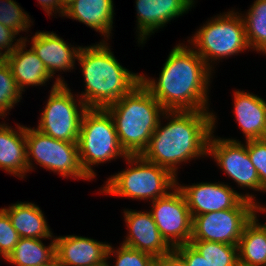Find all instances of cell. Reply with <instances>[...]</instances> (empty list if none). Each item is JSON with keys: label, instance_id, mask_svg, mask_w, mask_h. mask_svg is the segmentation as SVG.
<instances>
[{"label": "cell", "instance_id": "7c38bea8", "mask_svg": "<svg viewBox=\"0 0 266 266\" xmlns=\"http://www.w3.org/2000/svg\"><path fill=\"white\" fill-rule=\"evenodd\" d=\"M150 203L149 211L166 242L173 249L189 243L192 217L182 191L176 186L166 196Z\"/></svg>", "mask_w": 266, "mask_h": 266}, {"label": "cell", "instance_id": "e575fe53", "mask_svg": "<svg viewBox=\"0 0 266 266\" xmlns=\"http://www.w3.org/2000/svg\"><path fill=\"white\" fill-rule=\"evenodd\" d=\"M157 261L162 266H187L184 258L175 249L161 256Z\"/></svg>", "mask_w": 266, "mask_h": 266}, {"label": "cell", "instance_id": "ab89813d", "mask_svg": "<svg viewBox=\"0 0 266 266\" xmlns=\"http://www.w3.org/2000/svg\"><path fill=\"white\" fill-rule=\"evenodd\" d=\"M0 261H1V259H3L4 260V262H6V258L4 257V255L0 252Z\"/></svg>", "mask_w": 266, "mask_h": 266}, {"label": "cell", "instance_id": "83f0119b", "mask_svg": "<svg viewBox=\"0 0 266 266\" xmlns=\"http://www.w3.org/2000/svg\"><path fill=\"white\" fill-rule=\"evenodd\" d=\"M0 23L21 35L22 39L24 36L20 33L26 32L25 35H28L34 25L33 18L31 19L29 13L16 0H0Z\"/></svg>", "mask_w": 266, "mask_h": 266}, {"label": "cell", "instance_id": "60d3db41", "mask_svg": "<svg viewBox=\"0 0 266 266\" xmlns=\"http://www.w3.org/2000/svg\"><path fill=\"white\" fill-rule=\"evenodd\" d=\"M152 266H162V265L156 260Z\"/></svg>", "mask_w": 266, "mask_h": 266}, {"label": "cell", "instance_id": "ffe728a7", "mask_svg": "<svg viewBox=\"0 0 266 266\" xmlns=\"http://www.w3.org/2000/svg\"><path fill=\"white\" fill-rule=\"evenodd\" d=\"M114 6L113 0H74L65 8L62 18L83 23L102 36L100 41H109L114 31Z\"/></svg>", "mask_w": 266, "mask_h": 266}, {"label": "cell", "instance_id": "8fae6325", "mask_svg": "<svg viewBox=\"0 0 266 266\" xmlns=\"http://www.w3.org/2000/svg\"><path fill=\"white\" fill-rule=\"evenodd\" d=\"M259 211L257 204L244 198L234 208L194 216L190 241L238 245L245 225Z\"/></svg>", "mask_w": 266, "mask_h": 266}, {"label": "cell", "instance_id": "44dd1931", "mask_svg": "<svg viewBox=\"0 0 266 266\" xmlns=\"http://www.w3.org/2000/svg\"><path fill=\"white\" fill-rule=\"evenodd\" d=\"M29 47V49H27ZM19 90L24 93L28 87L47 86L53 81L44 63L23 40L17 48L5 57Z\"/></svg>", "mask_w": 266, "mask_h": 266}, {"label": "cell", "instance_id": "d590c367", "mask_svg": "<svg viewBox=\"0 0 266 266\" xmlns=\"http://www.w3.org/2000/svg\"><path fill=\"white\" fill-rule=\"evenodd\" d=\"M91 266H112V264H110V261H108V258L106 257L102 262Z\"/></svg>", "mask_w": 266, "mask_h": 266}, {"label": "cell", "instance_id": "1f68e13d", "mask_svg": "<svg viewBox=\"0 0 266 266\" xmlns=\"http://www.w3.org/2000/svg\"><path fill=\"white\" fill-rule=\"evenodd\" d=\"M22 41L15 31L0 23V53L4 57L13 52Z\"/></svg>", "mask_w": 266, "mask_h": 266}, {"label": "cell", "instance_id": "484cf974", "mask_svg": "<svg viewBox=\"0 0 266 266\" xmlns=\"http://www.w3.org/2000/svg\"><path fill=\"white\" fill-rule=\"evenodd\" d=\"M189 243L213 266H238L237 245L210 241H190Z\"/></svg>", "mask_w": 266, "mask_h": 266}, {"label": "cell", "instance_id": "cb8c5ba5", "mask_svg": "<svg viewBox=\"0 0 266 266\" xmlns=\"http://www.w3.org/2000/svg\"><path fill=\"white\" fill-rule=\"evenodd\" d=\"M43 240H50L49 245ZM55 257V239L19 238L6 262L14 266H41Z\"/></svg>", "mask_w": 266, "mask_h": 266}, {"label": "cell", "instance_id": "836d02e7", "mask_svg": "<svg viewBox=\"0 0 266 266\" xmlns=\"http://www.w3.org/2000/svg\"><path fill=\"white\" fill-rule=\"evenodd\" d=\"M38 4L42 7V10L45 11L46 15L54 18L56 16L62 17L64 14L65 8L60 4L59 0H36ZM58 14V15H57Z\"/></svg>", "mask_w": 266, "mask_h": 266}, {"label": "cell", "instance_id": "f546056e", "mask_svg": "<svg viewBox=\"0 0 266 266\" xmlns=\"http://www.w3.org/2000/svg\"><path fill=\"white\" fill-rule=\"evenodd\" d=\"M252 164L255 166L261 186L266 190V139L244 141Z\"/></svg>", "mask_w": 266, "mask_h": 266}, {"label": "cell", "instance_id": "5bb4252c", "mask_svg": "<svg viewBox=\"0 0 266 266\" xmlns=\"http://www.w3.org/2000/svg\"><path fill=\"white\" fill-rule=\"evenodd\" d=\"M197 0H135L138 47L171 21L184 16L196 7Z\"/></svg>", "mask_w": 266, "mask_h": 266}, {"label": "cell", "instance_id": "52a82bcc", "mask_svg": "<svg viewBox=\"0 0 266 266\" xmlns=\"http://www.w3.org/2000/svg\"><path fill=\"white\" fill-rule=\"evenodd\" d=\"M77 144L82 169L92 180L97 177L95 166L128 156L119 144L113 119L105 108L85 111Z\"/></svg>", "mask_w": 266, "mask_h": 266}, {"label": "cell", "instance_id": "f35d334b", "mask_svg": "<svg viewBox=\"0 0 266 266\" xmlns=\"http://www.w3.org/2000/svg\"><path fill=\"white\" fill-rule=\"evenodd\" d=\"M5 60V57L0 53V63H2Z\"/></svg>", "mask_w": 266, "mask_h": 266}, {"label": "cell", "instance_id": "5b68a950", "mask_svg": "<svg viewBox=\"0 0 266 266\" xmlns=\"http://www.w3.org/2000/svg\"><path fill=\"white\" fill-rule=\"evenodd\" d=\"M127 168L109 176L99 188L100 195L153 202L177 186V177L169 170L145 160L141 155H128Z\"/></svg>", "mask_w": 266, "mask_h": 266}, {"label": "cell", "instance_id": "7402d4cb", "mask_svg": "<svg viewBox=\"0 0 266 266\" xmlns=\"http://www.w3.org/2000/svg\"><path fill=\"white\" fill-rule=\"evenodd\" d=\"M9 216L20 238L55 239L41 208L27 201H17L1 207Z\"/></svg>", "mask_w": 266, "mask_h": 266}, {"label": "cell", "instance_id": "d6a6232c", "mask_svg": "<svg viewBox=\"0 0 266 266\" xmlns=\"http://www.w3.org/2000/svg\"><path fill=\"white\" fill-rule=\"evenodd\" d=\"M174 249L184 258L187 266H213L190 243Z\"/></svg>", "mask_w": 266, "mask_h": 266}, {"label": "cell", "instance_id": "8d00e7d4", "mask_svg": "<svg viewBox=\"0 0 266 266\" xmlns=\"http://www.w3.org/2000/svg\"><path fill=\"white\" fill-rule=\"evenodd\" d=\"M41 266H60L57 258L55 257L52 261H50L47 264L41 265Z\"/></svg>", "mask_w": 266, "mask_h": 266}, {"label": "cell", "instance_id": "d6986e66", "mask_svg": "<svg viewBox=\"0 0 266 266\" xmlns=\"http://www.w3.org/2000/svg\"><path fill=\"white\" fill-rule=\"evenodd\" d=\"M0 122V170L21 180L28 176L26 125Z\"/></svg>", "mask_w": 266, "mask_h": 266}, {"label": "cell", "instance_id": "6da1fadb", "mask_svg": "<svg viewBox=\"0 0 266 266\" xmlns=\"http://www.w3.org/2000/svg\"><path fill=\"white\" fill-rule=\"evenodd\" d=\"M159 77L141 73V84L166 111H211L213 73L185 41L169 52Z\"/></svg>", "mask_w": 266, "mask_h": 266}, {"label": "cell", "instance_id": "e0dca14e", "mask_svg": "<svg viewBox=\"0 0 266 266\" xmlns=\"http://www.w3.org/2000/svg\"><path fill=\"white\" fill-rule=\"evenodd\" d=\"M109 244L76 234L56 235V258L60 266H91L107 257Z\"/></svg>", "mask_w": 266, "mask_h": 266}, {"label": "cell", "instance_id": "4fadbf2b", "mask_svg": "<svg viewBox=\"0 0 266 266\" xmlns=\"http://www.w3.org/2000/svg\"><path fill=\"white\" fill-rule=\"evenodd\" d=\"M29 36L31 37V35L25 36L23 40L44 63L50 76L59 85H67L62 72H73L76 69V61L82 45L69 44L54 31L39 30L31 38H28Z\"/></svg>", "mask_w": 266, "mask_h": 266}, {"label": "cell", "instance_id": "9a60e30c", "mask_svg": "<svg viewBox=\"0 0 266 266\" xmlns=\"http://www.w3.org/2000/svg\"><path fill=\"white\" fill-rule=\"evenodd\" d=\"M177 187L186 198L191 217L236 207L243 199V193L227 182H197L181 184Z\"/></svg>", "mask_w": 266, "mask_h": 266}, {"label": "cell", "instance_id": "d4e9b609", "mask_svg": "<svg viewBox=\"0 0 266 266\" xmlns=\"http://www.w3.org/2000/svg\"><path fill=\"white\" fill-rule=\"evenodd\" d=\"M248 8L244 13L239 12L245 23L249 48L266 56V0H254Z\"/></svg>", "mask_w": 266, "mask_h": 266}, {"label": "cell", "instance_id": "ac0fdd59", "mask_svg": "<svg viewBox=\"0 0 266 266\" xmlns=\"http://www.w3.org/2000/svg\"><path fill=\"white\" fill-rule=\"evenodd\" d=\"M233 115L244 141L266 139V99L252 92L233 90Z\"/></svg>", "mask_w": 266, "mask_h": 266}, {"label": "cell", "instance_id": "603a6c76", "mask_svg": "<svg viewBox=\"0 0 266 266\" xmlns=\"http://www.w3.org/2000/svg\"><path fill=\"white\" fill-rule=\"evenodd\" d=\"M258 213L245 225L237 245L242 265L266 266V220L261 223Z\"/></svg>", "mask_w": 266, "mask_h": 266}, {"label": "cell", "instance_id": "277c9868", "mask_svg": "<svg viewBox=\"0 0 266 266\" xmlns=\"http://www.w3.org/2000/svg\"><path fill=\"white\" fill-rule=\"evenodd\" d=\"M105 109L113 119L119 144L127 155L142 154L166 111L141 83Z\"/></svg>", "mask_w": 266, "mask_h": 266}, {"label": "cell", "instance_id": "4dcf8cb0", "mask_svg": "<svg viewBox=\"0 0 266 266\" xmlns=\"http://www.w3.org/2000/svg\"><path fill=\"white\" fill-rule=\"evenodd\" d=\"M19 238L8 214L0 208V252L5 258L13 251Z\"/></svg>", "mask_w": 266, "mask_h": 266}, {"label": "cell", "instance_id": "8992f818", "mask_svg": "<svg viewBox=\"0 0 266 266\" xmlns=\"http://www.w3.org/2000/svg\"><path fill=\"white\" fill-rule=\"evenodd\" d=\"M186 42L214 72L224 58L251 51L243 17L233 7L208 18Z\"/></svg>", "mask_w": 266, "mask_h": 266}, {"label": "cell", "instance_id": "3957f363", "mask_svg": "<svg viewBox=\"0 0 266 266\" xmlns=\"http://www.w3.org/2000/svg\"><path fill=\"white\" fill-rule=\"evenodd\" d=\"M110 45L108 41H99L82 45L79 51L77 65L85 87L76 94L88 108H105L141 82V73H134L118 62Z\"/></svg>", "mask_w": 266, "mask_h": 266}, {"label": "cell", "instance_id": "2e32d148", "mask_svg": "<svg viewBox=\"0 0 266 266\" xmlns=\"http://www.w3.org/2000/svg\"><path fill=\"white\" fill-rule=\"evenodd\" d=\"M122 210L127 232L121 244L148 253L156 259L173 249L162 237L148 209L139 211L126 208Z\"/></svg>", "mask_w": 266, "mask_h": 266}, {"label": "cell", "instance_id": "74e56055", "mask_svg": "<svg viewBox=\"0 0 266 266\" xmlns=\"http://www.w3.org/2000/svg\"><path fill=\"white\" fill-rule=\"evenodd\" d=\"M74 0H59L60 4L66 8Z\"/></svg>", "mask_w": 266, "mask_h": 266}, {"label": "cell", "instance_id": "f1b7e54d", "mask_svg": "<svg viewBox=\"0 0 266 266\" xmlns=\"http://www.w3.org/2000/svg\"><path fill=\"white\" fill-rule=\"evenodd\" d=\"M112 245L110 243L107 250L108 260L111 261L113 259L115 262H113L112 266H152L157 260L148 253L130 248L121 243L118 247Z\"/></svg>", "mask_w": 266, "mask_h": 266}, {"label": "cell", "instance_id": "7a4b0ae2", "mask_svg": "<svg viewBox=\"0 0 266 266\" xmlns=\"http://www.w3.org/2000/svg\"><path fill=\"white\" fill-rule=\"evenodd\" d=\"M213 131V109L165 111L141 156L178 178L182 164L207 157L208 141Z\"/></svg>", "mask_w": 266, "mask_h": 266}, {"label": "cell", "instance_id": "ba28073f", "mask_svg": "<svg viewBox=\"0 0 266 266\" xmlns=\"http://www.w3.org/2000/svg\"><path fill=\"white\" fill-rule=\"evenodd\" d=\"M216 115L214 112V131L208 141L207 157L212 158L218 169H221L229 179L233 180V183L237 184V188L239 187L238 189L241 188L244 191L246 189L245 193L242 192L243 197L257 204L261 214H266V204L258 201L260 199H257V195L254 193L263 192L265 194L266 190L260 184L258 172L251 162L246 144L236 138L216 136L214 133L219 120ZM248 189L250 192H254L250 193Z\"/></svg>", "mask_w": 266, "mask_h": 266}, {"label": "cell", "instance_id": "4316f807", "mask_svg": "<svg viewBox=\"0 0 266 266\" xmlns=\"http://www.w3.org/2000/svg\"><path fill=\"white\" fill-rule=\"evenodd\" d=\"M22 94L10 66L4 60L0 63V119L5 120L11 109L21 102Z\"/></svg>", "mask_w": 266, "mask_h": 266}, {"label": "cell", "instance_id": "9c48e42d", "mask_svg": "<svg viewBox=\"0 0 266 266\" xmlns=\"http://www.w3.org/2000/svg\"><path fill=\"white\" fill-rule=\"evenodd\" d=\"M26 143L29 174L36 164L67 180L92 181L80 164L77 143L57 140L30 126H26Z\"/></svg>", "mask_w": 266, "mask_h": 266}, {"label": "cell", "instance_id": "30bf717a", "mask_svg": "<svg viewBox=\"0 0 266 266\" xmlns=\"http://www.w3.org/2000/svg\"><path fill=\"white\" fill-rule=\"evenodd\" d=\"M68 85L54 80L35 128L57 140L77 143L88 107Z\"/></svg>", "mask_w": 266, "mask_h": 266}]
</instances>
